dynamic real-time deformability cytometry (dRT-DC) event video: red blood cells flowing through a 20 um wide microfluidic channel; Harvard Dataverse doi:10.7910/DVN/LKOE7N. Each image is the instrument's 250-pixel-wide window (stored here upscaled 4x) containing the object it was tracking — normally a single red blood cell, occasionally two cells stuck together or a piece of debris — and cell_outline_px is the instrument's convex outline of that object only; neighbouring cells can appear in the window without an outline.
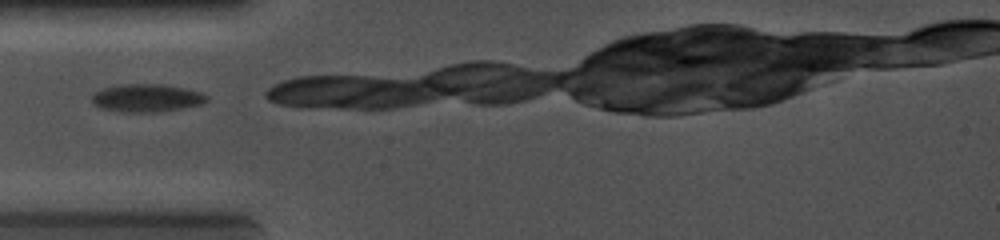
{"species": "common noctule bat (a hibernating species)", "species_latin": "Nyctalus noctula", "temperature_condition": "cold", "stored_images_in_passage": 4, "camera_frame_rate_fps": 5000, "um_per_image_px": 0.085, "animal": {"sex": "female", "body_mass_g": 19.0, "forearm_length_mm": 56.7}, "frame": {"image": 1, "passage_image": 1, "time_ms": 0.0, "image_size_px": [1000, 240], "cell_outline_px": [[208, 100], [200, 104], [160, 112], [124, 112], [100, 108], [92, 104], [92, 92], [104, 88], [120, 84], [164, 84], [184, 88], [200, 92], [208, 96]], "centroid_in_image_um": [12.42, 8.32], "position_along_channel_um": 72.6, "area_um2": 18.73}}